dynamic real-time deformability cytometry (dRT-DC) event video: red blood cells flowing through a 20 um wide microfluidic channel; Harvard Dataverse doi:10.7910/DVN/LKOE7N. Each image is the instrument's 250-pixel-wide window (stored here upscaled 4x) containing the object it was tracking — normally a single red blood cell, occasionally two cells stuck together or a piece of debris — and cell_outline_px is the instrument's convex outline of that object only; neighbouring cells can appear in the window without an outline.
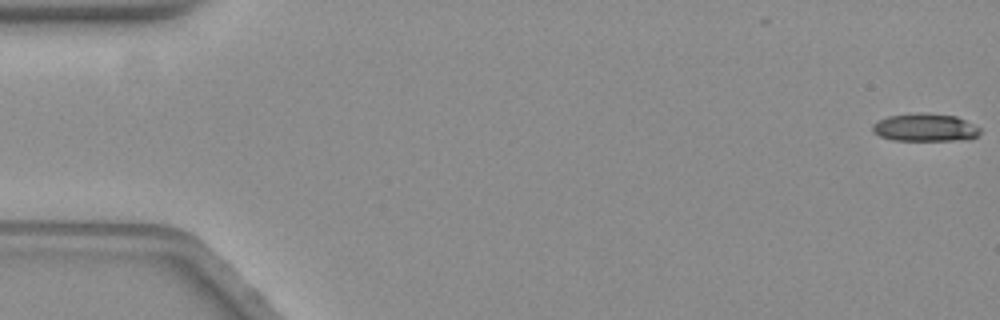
{"species": "common noctule bat (a hibernating species)", "species_latin": "Nyctalus noctula", "temperature_condition": "warm", "stored_images_in_passage": 59, "camera_frame_rate_fps": 3000, "um_per_image_px": 0.085, "animal": {"sex": "female", "body_mass_g": 19.3, "forearm_length_mm": 54.1}, "frame": {"image": 1, "passage_image": 1, "time_ms": 0.0, "image_size_px": [1000, 320], "cell_outline_px": [[980, 132], [976, 136], [952, 140], [892, 140], [880, 136], [872, 132], [872, 124], [888, 116], [956, 116], [980, 128]], "centroid_in_image_um": [78.58, 10.89], "position_along_channel_um": 6.4, "area_um2": 16.18}}
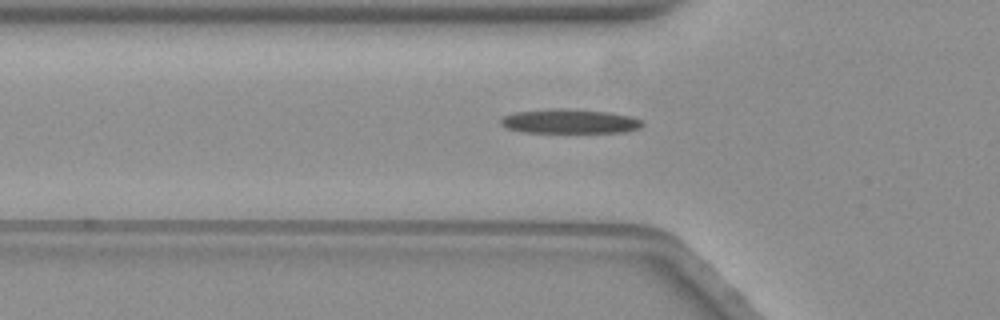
{"frame": {"image": 2, "passage_image": 20, "time_ms": 6.333, "image_size_px": [1000, 320], "cell_outline_px": [[644, 124], [640, 128], [624, 132], [524, 132], [508, 128], [500, 124], [500, 120], [504, 116], [516, 112], [548, 108], [568, 108], [608, 112], [628, 116], [640, 120]], "centroid_in_image_um": [48.4, 10.3], "position_along_channel_um": 77.4, "area_um2": 20.0}}
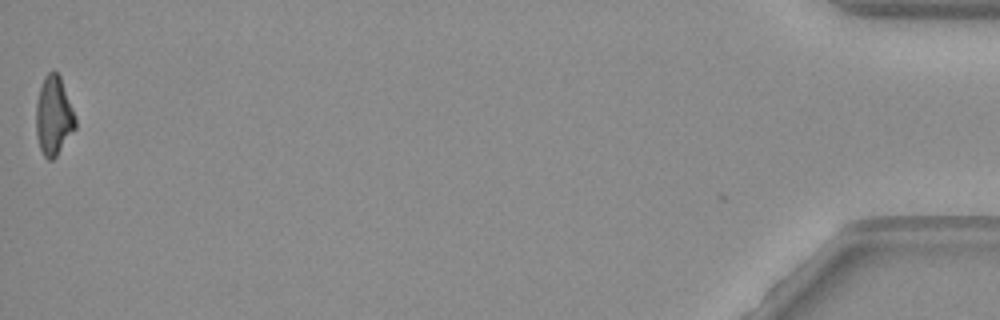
{"frame": {"image": 3, "passage_image": 59, "time_ms": 19.333, "image_size_px": [1000, 320], "cell_outline_px": [[76, 128], [56, 156], [52, 160], [48, 160], [44, 156], [40, 148], [36, 136], [36, 104], [40, 88], [44, 76], [52, 68], [60, 76], [76, 116]], "centroid_in_image_um": [4.56, 9.84], "position_along_channel_um": 430.6, "area_um2": 18.21}}